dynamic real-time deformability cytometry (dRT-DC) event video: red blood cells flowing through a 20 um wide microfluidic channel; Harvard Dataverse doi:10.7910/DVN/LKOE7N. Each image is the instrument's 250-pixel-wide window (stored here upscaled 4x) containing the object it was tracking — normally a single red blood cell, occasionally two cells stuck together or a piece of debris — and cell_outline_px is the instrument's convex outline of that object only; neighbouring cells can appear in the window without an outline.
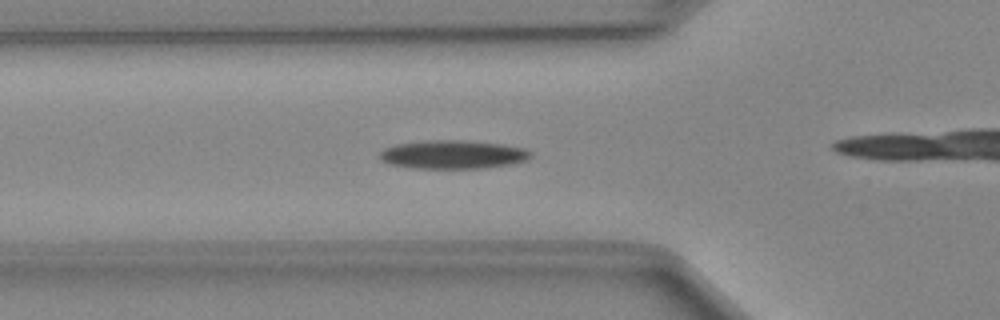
{"species": "Egyptian fruit bat (a non-hibernating species)", "species_latin": "Rousettus aegyptiacus", "temperature_condition": "cold", "stored_images_in_passage": 47, "camera_frame_rate_fps": 3000, "um_per_image_px": 0.085, "animal": {"sex": "female"}, "frame": {"image": 1, "passage_image": 13, "time_ms": 4.0, "image_size_px": [1000, 320], "cell_outline_px": [[532, 156], [528, 160], [508, 164], [484, 168], [416, 168], [392, 164], [380, 160], [380, 152], [384, 148], [396, 144], [424, 140], [464, 140], [500, 144], [524, 148], [532, 152]], "centroid_in_image_um": [38.5, 13.12], "position_along_channel_um": 87.3, "area_um2": 25.03}}
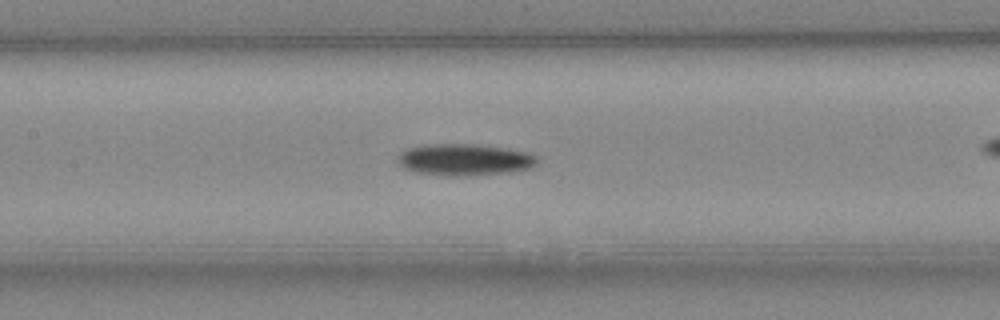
{"frame": {"image": 2, "passage_image": 19, "time_ms": 6.0, "image_size_px": [1000, 320], "cell_outline_px": [[536, 164], [532, 168], [512, 172], [416, 172], [404, 168], [396, 160], [396, 156], [400, 152], [408, 148], [424, 144], [472, 144], [508, 148], [528, 152], [536, 156]], "centroid_in_image_um": [39.49, 13.49], "position_along_channel_um": 167.9, "area_um2": 24.39}}
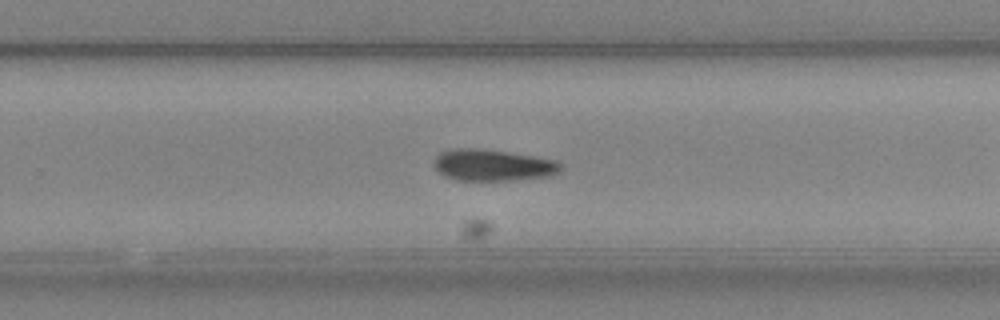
{"frame": {"image": 3, "passage_image": 28, "time_ms": 9.0, "image_size_px": [1000, 320], "cell_outline_px": [[560, 172], [552, 176], [508, 180], [456, 180], [444, 176], [436, 168], [436, 156], [440, 152], [452, 148], [480, 148], [508, 152], [556, 160], [560, 164]], "centroid_in_image_um": [41.89, 14.03], "position_along_channel_um": 287.9, "area_um2": 23.12}, "authors_computed_cell_mechanics": {"area_um2": 22.6576, "velocity_mm_per_s": 4.0196, "shape_relaxation_time_tau1_ms": 7.1603, "shape_relaxation_time_tau2_ms": null, "deformation_change_tau1": 0.1452, "deformation_change_tau2": null}}